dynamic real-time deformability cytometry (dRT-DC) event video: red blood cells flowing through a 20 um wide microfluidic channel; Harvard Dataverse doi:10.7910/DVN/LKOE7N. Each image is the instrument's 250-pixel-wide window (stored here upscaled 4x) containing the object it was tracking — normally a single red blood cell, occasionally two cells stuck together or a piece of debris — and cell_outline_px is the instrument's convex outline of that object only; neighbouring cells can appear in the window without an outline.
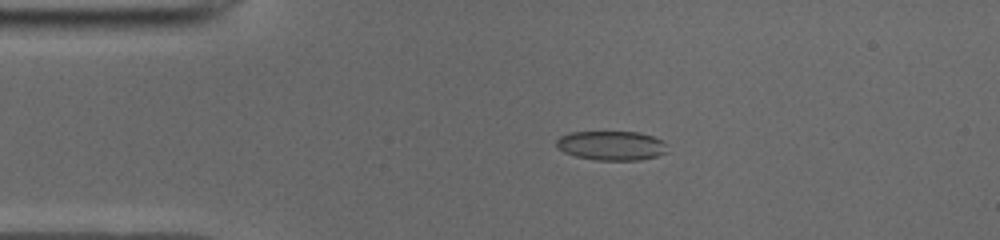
{"species": "common noctule bat (a hibernating species)", "species_latin": "Nyctalus noctula", "temperature_condition": "cold", "stored_images_in_passage": 43, "camera_frame_rate_fps": 3000, "um_per_image_px": 0.085, "animal": {"sex": "male", "body_mass_g": 19.0, "forearm_length_mm": 50.8}, "frame": {"image": 1, "passage_image": 3, "time_ms": 0.667, "image_size_px": [1000, 240], "cell_outline_px": [[668, 152], [656, 156], [640, 160], [596, 160], [576, 156], [564, 152], [556, 144], [556, 140], [560, 136], [572, 132], [640, 132], [664, 140]], "centroid_in_image_um": [52.01, 12.37], "position_along_channel_um": 33.0, "area_um2": 18.96}}
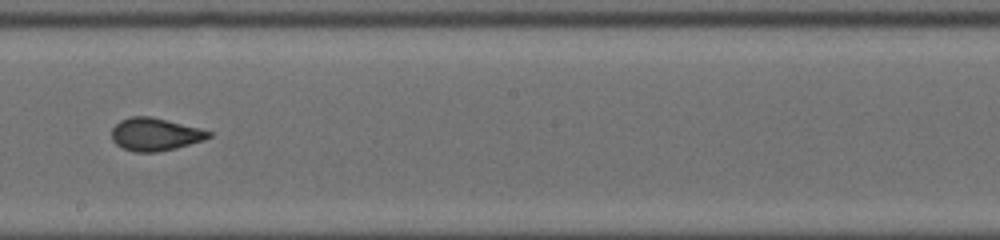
{"frame": {"image": 2, "passage_image": 21, "time_ms": 6.667, "image_size_px": [1000, 240], "cell_outline_px": [[212, 136], [204, 140], [176, 148], [156, 152], [136, 152], [124, 148], [116, 144], [112, 140], [112, 128], [120, 120], [132, 116], [148, 116], [168, 120], [200, 128], [212, 132]], "centroid_in_image_um": [13.2, 11.41], "position_along_channel_um": 235.0, "area_um2": 18.5}}
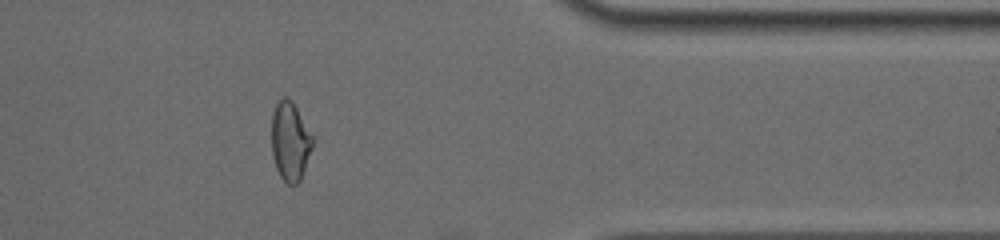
{"frame": {"image": 3, "passage_image": 34, "time_ms": 11.0, "image_size_px": [1000, 240], "cell_outline_px": [[316, 140], [300, 180], [296, 184], [288, 184], [280, 176], [276, 168], [272, 156], [272, 112], [276, 104], [284, 96], [288, 96], [292, 100]], "centroid_in_image_um": [24.68, 11.99], "position_along_channel_um": 386.7, "area_um2": 19.13}, "authors_computed_cell_mechanics": {"area_um2": 19.0162, "velocity_mm_per_s": 3.9568, "shape_relaxation_time_tau1_ms": 7.1018, "shape_relaxation_time_tau2_ms": 0.9033, "deformation_change_tau1": 0.1835, "deformation_change_tau2": 0.0611}}